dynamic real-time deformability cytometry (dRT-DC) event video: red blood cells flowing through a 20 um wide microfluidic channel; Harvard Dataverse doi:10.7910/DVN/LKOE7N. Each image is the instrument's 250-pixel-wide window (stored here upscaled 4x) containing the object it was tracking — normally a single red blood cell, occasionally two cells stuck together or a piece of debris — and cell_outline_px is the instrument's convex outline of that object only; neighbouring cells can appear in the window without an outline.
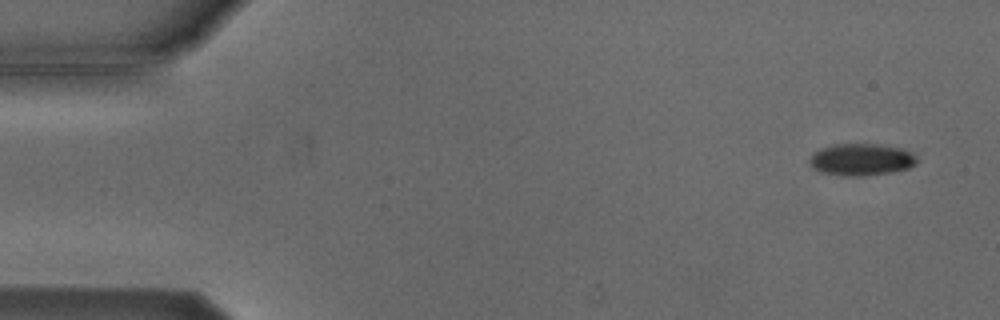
{"species": "Egyptian fruit bat (a non-hibernating species)", "species_latin": "Rousettus aegyptiacus", "temperature_condition": "cold", "stored_images_in_passage": 4, "camera_frame_rate_fps": 3000, "um_per_image_px": 0.085, "animal": {"sex": "male"}, "frame": {"image": 1, "passage_image": 1, "time_ms": 0.0, "image_size_px": [1000, 320], "cell_outline_px": [[916, 164], [908, 168], [892, 172], [864, 176], [840, 176], [820, 172], [812, 168], [808, 160], [812, 152], [820, 148], [836, 144], [872, 144], [900, 148], [912, 152], [916, 156]], "centroid_in_image_um": [73.16, 13.57], "position_along_channel_um": 11.8, "area_um2": 20.17}}
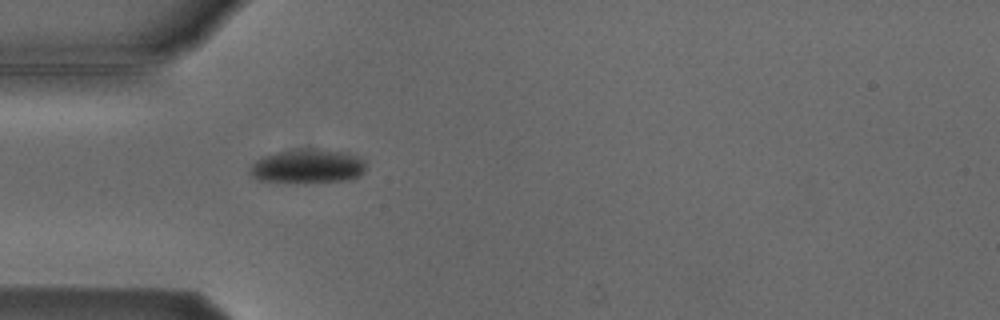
{"frame": {"image": 2, "passage_image": 4, "time_ms": 4.333, "image_size_px": [1000, 320], "cell_outline_px": [[364, 172], [360, 176], [348, 180], [304, 184], [296, 184], [260, 180], [252, 176], [248, 172], [252, 164], [256, 160], [264, 156], [276, 152], [300, 148], [312, 148], [348, 152], [364, 160]], "centroid_in_image_um": [26.14, 14.15], "position_along_channel_um": 58.9, "area_um2": 23.7}}